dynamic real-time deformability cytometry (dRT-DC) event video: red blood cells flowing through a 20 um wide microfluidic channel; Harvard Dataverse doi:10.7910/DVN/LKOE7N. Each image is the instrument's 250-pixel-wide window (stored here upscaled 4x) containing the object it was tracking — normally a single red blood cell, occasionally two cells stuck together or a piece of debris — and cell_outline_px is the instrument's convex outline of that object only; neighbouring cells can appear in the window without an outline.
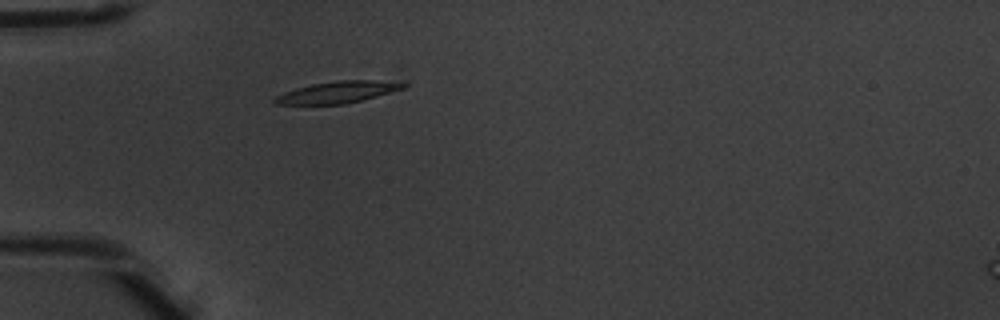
{"species": "common noctule bat (a hibernating species)", "species_latin": "Nyctalus noctula", "temperature_condition": "warm", "stored_images_in_passage": 3, "camera_frame_rate_fps": 3000, "um_per_image_px": 0.085, "animal": {"sex": "male", "body_mass_g": 20.1, "forearm_length_mm": 53.5}, "frame": {"image": 1, "passage_image": 3, "time_ms": 0.667, "image_size_px": [1000, 320], "cell_outline_px": [[408, 84], [404, 88], [376, 96], [344, 104], [276, 104], [272, 100], [276, 96], [284, 92], [296, 88], [312, 84], [336, 80], [376, 80]], "centroid_in_image_um": [28.65, 7.83], "position_along_channel_um": 56.3, "area_um2": 15.95}}